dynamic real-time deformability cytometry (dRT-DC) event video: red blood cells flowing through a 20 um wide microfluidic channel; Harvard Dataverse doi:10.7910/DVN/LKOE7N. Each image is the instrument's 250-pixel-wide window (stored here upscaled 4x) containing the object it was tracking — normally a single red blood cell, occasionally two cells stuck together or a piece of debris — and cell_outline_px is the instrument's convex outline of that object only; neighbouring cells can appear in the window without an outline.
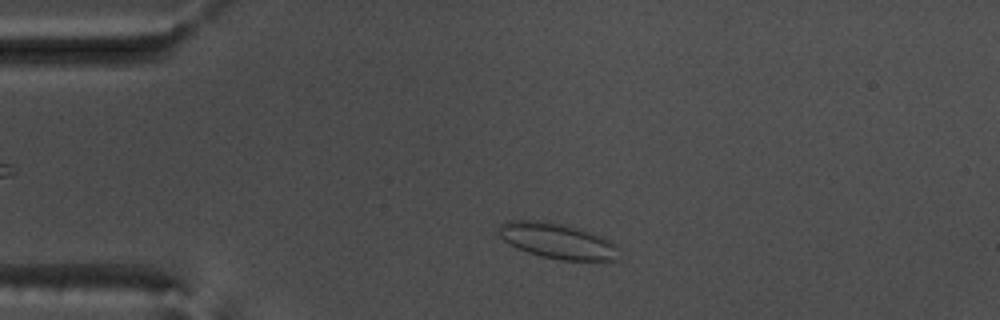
{"species": "common noctule bat (a hibernating species)", "species_latin": "Nyctalus noctula", "temperature_condition": "warm", "stored_images_in_passage": 12, "camera_frame_rate_fps": 3000, "um_per_image_px": 0.085, "animal": {"sex": "male", "body_mass_g": 17.5, "forearm_length_mm": 52.3}, "frame": {"image": 1, "passage_image": 5, "time_ms": 1.333, "image_size_px": [1000, 320], "cell_outline_px": [[620, 248], [616, 260], [560, 260], [540, 256], [528, 252], [508, 244], [496, 232], [500, 224], [508, 220], [536, 220], [564, 224], [580, 228], [612, 240]], "centroid_in_image_um": [47.38, 20.46], "position_along_channel_um": 37.6, "area_um2": 25.14}}